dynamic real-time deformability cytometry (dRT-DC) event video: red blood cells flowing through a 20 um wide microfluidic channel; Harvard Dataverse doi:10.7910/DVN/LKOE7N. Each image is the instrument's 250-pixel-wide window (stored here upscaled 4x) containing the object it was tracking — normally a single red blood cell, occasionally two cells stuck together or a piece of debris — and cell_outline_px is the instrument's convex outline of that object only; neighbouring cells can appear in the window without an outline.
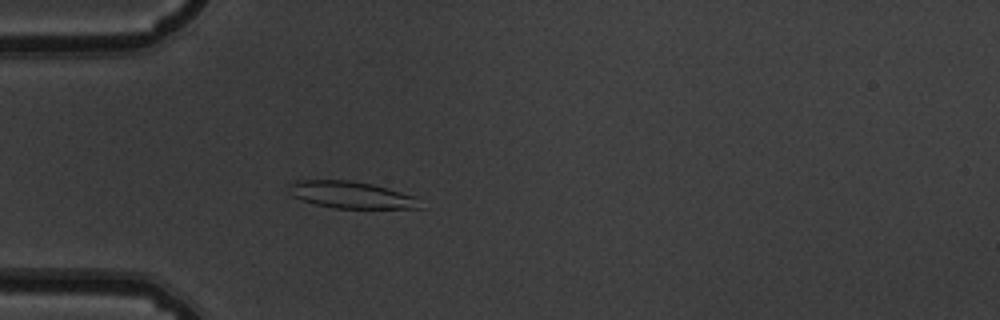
{"species": "common noctule bat (a hibernating species)", "species_latin": "Nyctalus noctula", "temperature_condition": "warm", "stored_images_in_passage": 53, "camera_frame_rate_fps": 3000, "um_per_image_px": 0.085, "animal": {"sex": "male", "body_mass_g": 19.5, "forearm_length_mm": 54.6}, "frame": {"image": 1, "passage_image": 16, "time_ms": 5.0, "image_size_px": [1000, 320], "cell_outline_px": [[424, 208], [336, 208], [316, 204], [300, 200], [292, 196], [288, 184], [296, 180], [348, 180], [372, 184], [388, 188], [416, 196]], "centroid_in_image_um": [29.86, 16.56], "position_along_channel_um": 55.1, "area_um2": 20.58}}
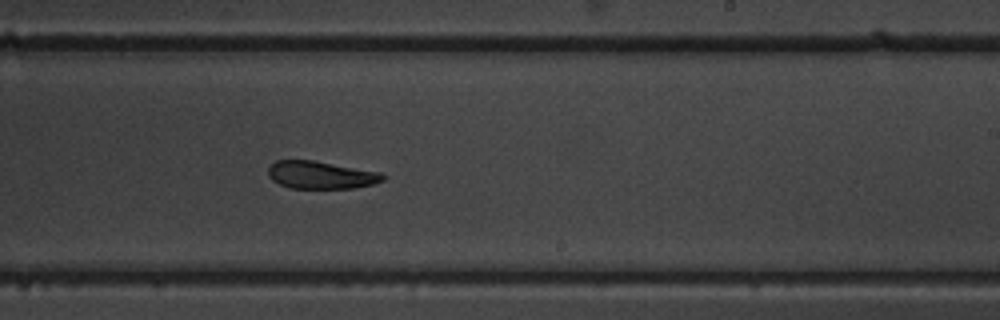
{"frame": {"image": 2, "passage_image": 33, "time_ms": 10.667, "image_size_px": [1000, 320], "cell_outline_px": [[388, 176], [384, 180], [372, 184], [352, 188], [292, 188], [280, 184], [272, 180], [268, 176], [268, 168], [276, 160], [312, 160], [380, 172]], "centroid_in_image_um": [27.28, 14.87], "position_along_channel_um": 261.7, "area_um2": 18.38}}
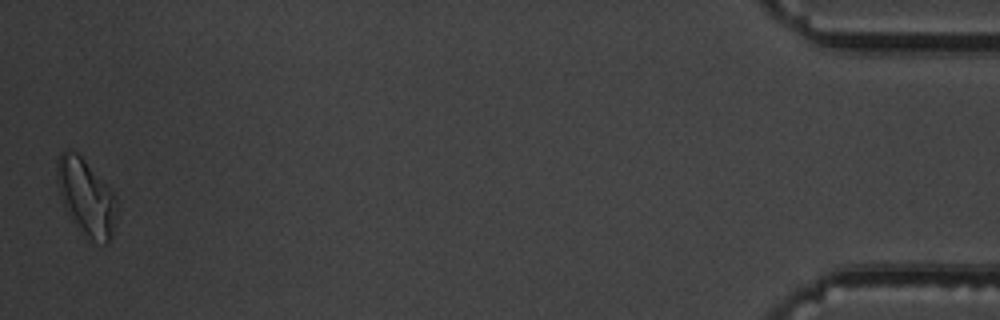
{"frame": {"image": 3, "passage_image": 53, "time_ms": 17.333, "image_size_px": [1000, 320], "cell_outline_px": [[116, 208], [112, 236], [108, 244], [104, 244], [92, 240], [72, 220], [64, 208], [56, 176], [56, 160], [60, 152], [68, 148], [76, 152], [112, 188], [116, 196]], "centroid_in_image_um": [7.32, 16.71], "position_along_channel_um": 427.9, "area_um2": 26.47}, "authors_computed_cell_mechanics": {"area_um2": 20.5768, "velocity_mm_per_s": 3.8029, "shape_relaxation_time_tau1_ms": 5.7239, "shape_relaxation_time_tau2_ms": 5.9292, "deformation_change_tau1": 0.1375, "deformation_change_tau2": 0.1378}}